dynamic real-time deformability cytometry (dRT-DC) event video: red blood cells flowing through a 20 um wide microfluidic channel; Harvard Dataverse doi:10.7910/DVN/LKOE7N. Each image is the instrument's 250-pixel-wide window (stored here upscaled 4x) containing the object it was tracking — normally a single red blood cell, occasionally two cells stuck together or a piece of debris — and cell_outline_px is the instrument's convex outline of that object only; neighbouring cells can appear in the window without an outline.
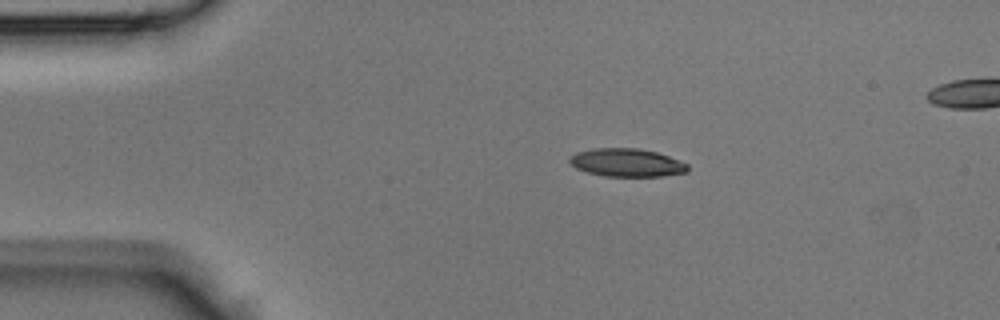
{"species": "Egyptian fruit bat (a non-hibernating species)", "species_latin": "Rousettus aegyptiacus", "temperature_condition": "room temperature", "stored_images_in_passage": 38, "segment_of_instrument_passage": [1, 2], "camera_frame_rate_fps": 3000, "um_per_image_px": 0.085, "animal": {"sex": "male"}, "frame": {"image": 1, "passage_image": 1, "time_ms": 0.0, "image_size_px": [1000, 320], "cell_outline_px": [[688, 172], [664, 176], [604, 176], [588, 172], [576, 168], [568, 164], [568, 160], [576, 152], [596, 148], [640, 148], [656, 152], [668, 156], [688, 164]], "centroid_in_image_um": [53.27, 13.82], "position_along_channel_um": 31.7, "area_um2": 19.36}}
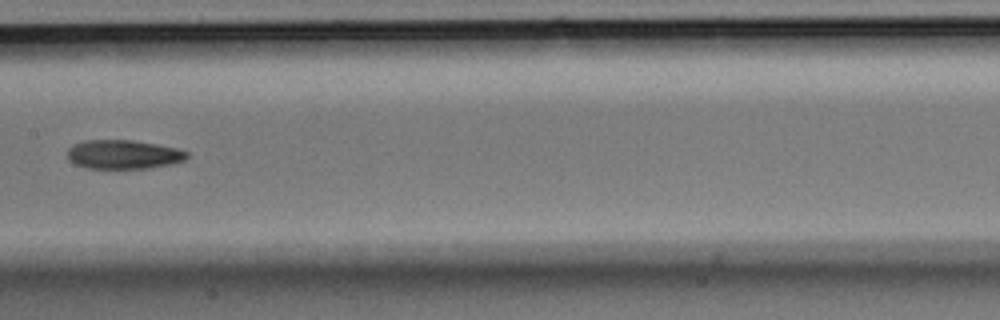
{"frame": {"image": 2, "passage_image": 15, "time_ms": 4.667, "image_size_px": [1000, 320], "cell_outline_px": [[188, 156], [184, 160], [172, 164], [148, 168], [88, 168], [76, 164], [68, 160], [68, 148], [72, 144], [84, 140], [132, 140], [156, 144], [176, 148], [188, 152]], "centroid_in_image_um": [10.47, 13.12], "position_along_channel_um": 196.9, "area_um2": 20.17}}
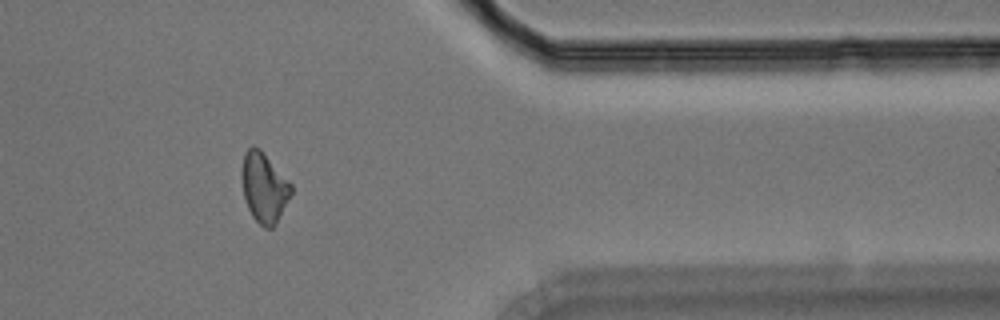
{"frame": {"image": 3, "passage_image": 29, "time_ms": 9.333, "image_size_px": [1000, 320], "cell_outline_px": [[292, 192], [272, 228], [264, 228], [252, 216], [248, 208], [244, 196], [240, 176], [240, 172], [244, 152], [248, 148], [260, 148], [292, 184]], "centroid_in_image_um": [22.41, 15.91], "position_along_channel_um": 389.0, "area_um2": 19.88}}